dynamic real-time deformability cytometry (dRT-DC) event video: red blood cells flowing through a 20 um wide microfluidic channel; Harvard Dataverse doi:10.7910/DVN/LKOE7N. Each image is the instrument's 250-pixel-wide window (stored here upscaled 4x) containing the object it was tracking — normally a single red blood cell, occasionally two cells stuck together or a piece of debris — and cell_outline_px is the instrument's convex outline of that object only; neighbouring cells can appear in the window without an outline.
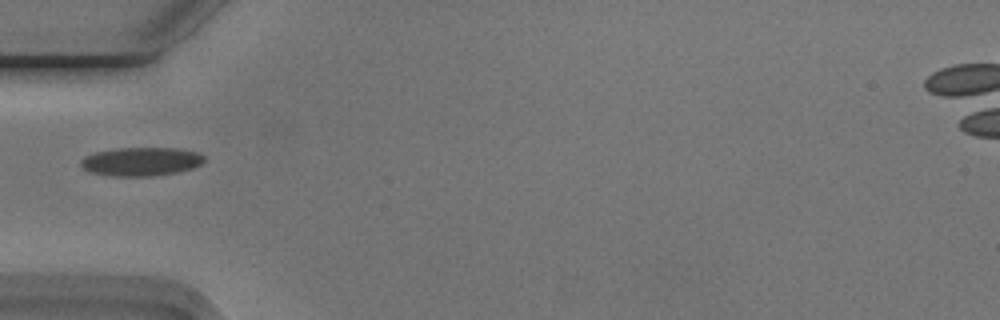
{"species": "Egyptian fruit bat (a non-hibernating species)", "species_latin": "Rousettus aegyptiacus", "temperature_condition": "cold", "stored_images_in_passage": 37, "camera_frame_rate_fps": 3000, "um_per_image_px": 0.085, "animal": {"sex": "male"}, "frame": {"image": 1, "passage_image": 1, "time_ms": 0.0, "image_size_px": [1000, 320], "cell_outline_px": [[204, 160], [200, 164], [192, 168], [176, 172], [152, 176], [112, 176], [92, 172], [84, 168], [80, 164], [80, 160], [84, 156], [96, 152], [116, 148], [176, 148], [200, 152], [204, 156]], "centroid_in_image_um": [12.0, 13.72], "position_along_channel_um": 73.0, "area_um2": 20.52}}
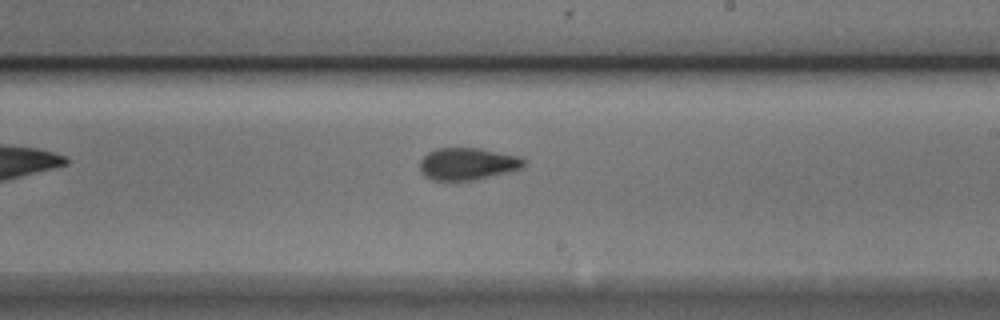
{"frame": {"image": 2, "passage_image": 15, "time_ms": 4.667, "image_size_px": [1000, 320], "cell_outline_px": [[528, 160], [524, 168], [476, 180], [432, 180], [424, 176], [420, 168], [420, 160], [428, 152], [436, 148], [480, 148], [520, 156]], "centroid_in_image_um": [39.79, 13.92], "position_along_channel_um": 249.2, "area_um2": 19.77}}
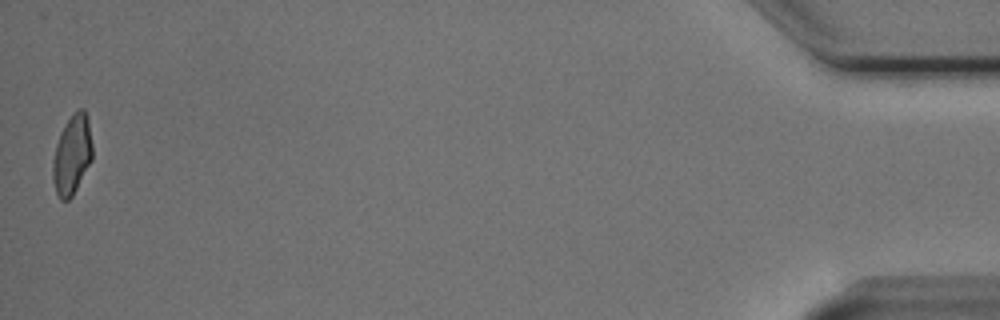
{"frame": {"image": 3, "passage_image": 37, "time_ms": 12.0, "image_size_px": [1000, 320], "cell_outline_px": [[92, 160], [72, 196], [68, 200], [60, 200], [56, 192], [52, 180], [52, 160], [56, 144], [60, 132], [68, 120], [80, 108], [84, 108], [88, 120], [92, 144]], "centroid_in_image_um": [6.11, 13.19], "position_along_channel_um": 429.1, "area_um2": 18.26}, "authors_computed_cell_mechanics": {"area_um2": 18.9584, "velocity_mm_per_s": 3.7705, "shape_relaxation_time_tau1_ms": 3.0687, "shape_relaxation_time_tau2_ms": 1.8007, "deformation_change_tau1": 0.144, "deformation_change_tau2": 0.0826}}